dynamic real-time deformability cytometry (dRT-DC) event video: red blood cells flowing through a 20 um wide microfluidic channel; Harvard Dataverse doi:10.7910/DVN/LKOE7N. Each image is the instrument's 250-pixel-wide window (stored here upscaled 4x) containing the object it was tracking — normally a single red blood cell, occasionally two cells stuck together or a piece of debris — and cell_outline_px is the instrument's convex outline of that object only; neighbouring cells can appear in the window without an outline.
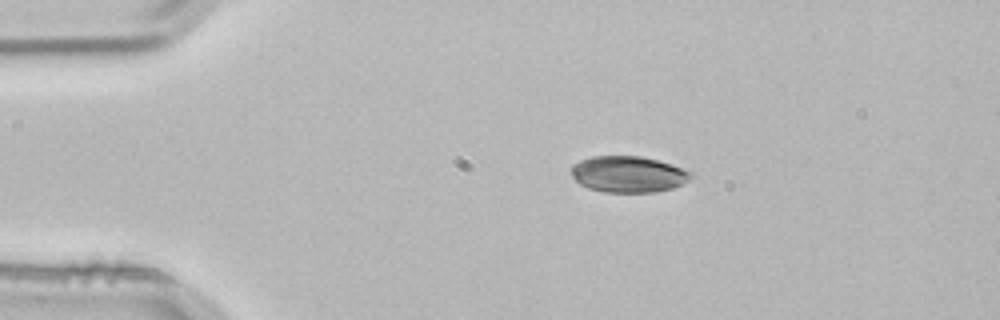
{"species": "common noctule bat (a hibernating species)", "species_latin": "Nyctalus noctula", "temperature_condition": "room temperature", "stored_images_in_passage": 3, "segment_of_instrument_passage": [1, 2], "camera_frame_rate_fps": 3000, "um_per_image_px": 0.085, "animal": {"sex": "male", "body_mass_g": 21.5, "forearm_length_mm": 52.0}, "frame": {"image": 1, "passage_image": 1, "time_ms": 0.0, "image_size_px": [1000, 320], "cell_outline_px": [[696, 176], [672, 188], [656, 192], [604, 192], [588, 188], [580, 184], [572, 176], [572, 164], [580, 160], [592, 156], [640, 156], [672, 164], [692, 172]], "centroid_in_image_um": [53.41, 14.81], "position_along_channel_um": 31.6, "area_um2": 25.32}}